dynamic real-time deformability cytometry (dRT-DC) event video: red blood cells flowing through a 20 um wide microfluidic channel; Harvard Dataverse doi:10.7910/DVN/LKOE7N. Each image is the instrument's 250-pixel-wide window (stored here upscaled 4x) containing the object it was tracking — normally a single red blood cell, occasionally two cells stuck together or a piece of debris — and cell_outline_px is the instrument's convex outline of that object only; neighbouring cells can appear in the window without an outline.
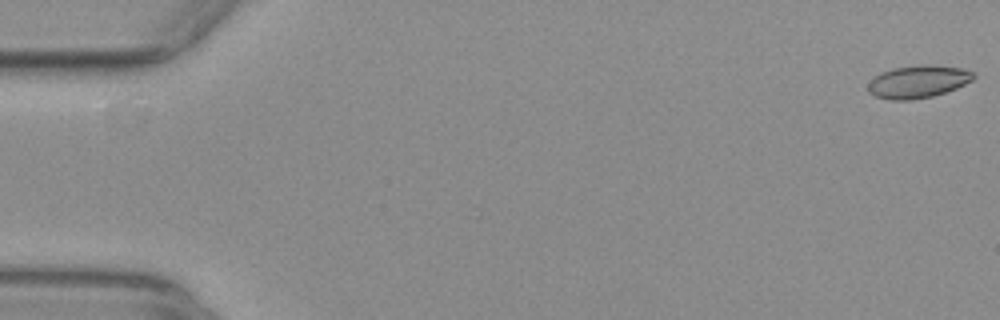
{"species": "common noctule bat (a hibernating species)", "species_latin": "Nyctalus noctula", "temperature_condition": "warm", "stored_images_in_passage": 4, "camera_frame_rate_fps": 3000, "um_per_image_px": 0.085, "animal": {"sex": "female", "body_mass_g": 29.2, "forearm_length_mm": 56.3}, "frame": {"image": 1, "passage_image": 1, "time_ms": 0.0, "image_size_px": [1000, 320], "cell_outline_px": [[976, 76], [972, 80], [956, 88], [932, 96], [912, 100], [892, 100], [876, 96], [868, 92], [868, 84], [872, 76], [880, 72], [892, 68], [920, 64], [932, 64], [964, 68], [976, 72]], "centroid_in_image_um": [78.03, 6.91], "position_along_channel_um": 7.0, "area_um2": 20.4}}